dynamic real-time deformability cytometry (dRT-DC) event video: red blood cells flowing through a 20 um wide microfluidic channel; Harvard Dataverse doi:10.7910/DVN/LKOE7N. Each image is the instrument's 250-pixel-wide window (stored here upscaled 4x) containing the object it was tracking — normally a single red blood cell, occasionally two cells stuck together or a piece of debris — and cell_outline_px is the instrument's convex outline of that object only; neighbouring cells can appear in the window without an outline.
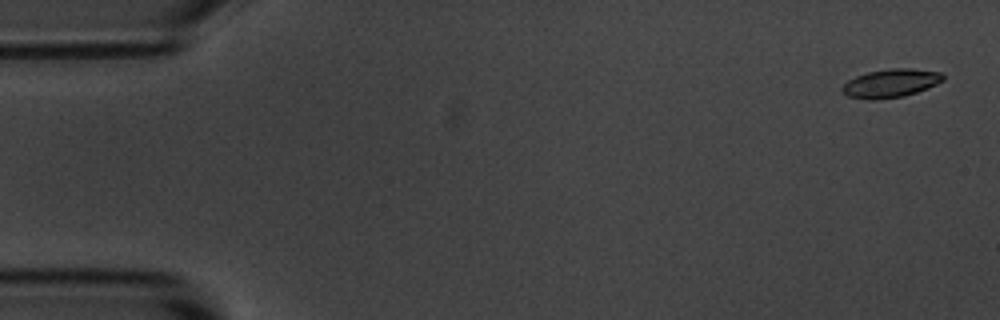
{"species": "common noctule bat (a hibernating species)", "species_latin": "Nyctalus noctula", "temperature_condition": "room temperature", "stored_images_in_passage": 2, "segment_of_instrument_passage": [2, 2], "camera_frame_rate_fps": 3000, "um_per_image_px": 0.085, "animal": {"sex": "male", "body_mass_g": 20.1, "forearm_length_mm": 53.5}, "frame": {"image": 1, "passage_image": 2, "time_ms": 2.0, "image_size_px": [1000, 320], "cell_outline_px": [[944, 80], [936, 84], [916, 92], [904, 96], [876, 100], [868, 100], [848, 96], [840, 92], [840, 88], [848, 80], [856, 76], [868, 72], [888, 68], [912, 68], [940, 72], [944, 76]], "centroid_in_image_um": [75.67, 7.07], "position_along_channel_um": 9.3, "area_um2": 16.82}}